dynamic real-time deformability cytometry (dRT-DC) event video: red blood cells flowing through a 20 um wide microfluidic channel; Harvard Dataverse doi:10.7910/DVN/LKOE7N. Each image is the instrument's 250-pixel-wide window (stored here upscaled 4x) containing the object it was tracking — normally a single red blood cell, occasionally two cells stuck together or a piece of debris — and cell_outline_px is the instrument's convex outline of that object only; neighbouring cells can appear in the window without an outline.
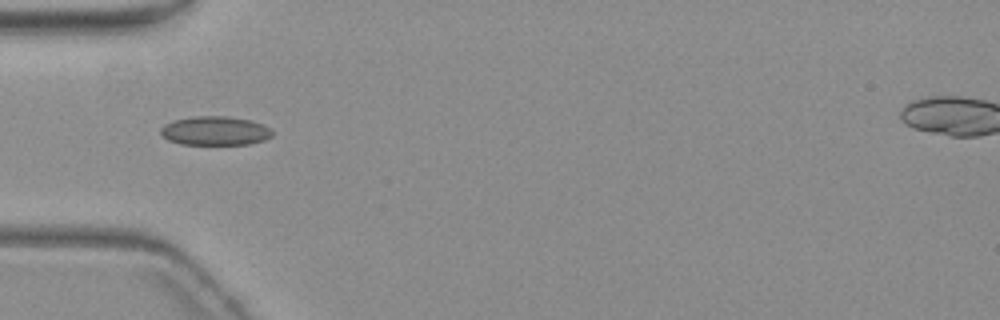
{"species": "common noctule bat (a hibernating species)", "species_latin": "Nyctalus noctula", "temperature_condition": "warm", "stored_images_in_passage": 3, "camera_frame_rate_fps": 3000, "um_per_image_px": 0.085, "animal": {"sex": "female", "body_mass_g": 19.3, "forearm_length_mm": 54.1}, "frame": {"image": 1, "passage_image": 2, "time_ms": 1.0, "image_size_px": [1000, 320], "cell_outline_px": [[272, 136], [264, 140], [248, 144], [180, 144], [168, 140], [160, 132], [160, 128], [164, 124], [172, 120], [192, 116], [228, 116], [252, 120], [268, 128], [272, 132]], "centroid_in_image_um": [18.24, 11.11], "position_along_channel_um": 66.8, "area_um2": 18.84}}
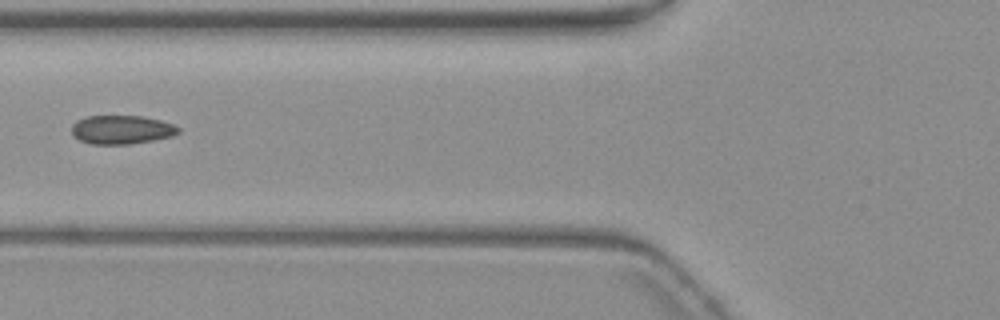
{"frame": {"image": 2, "passage_image": 3, "time_ms": 2.333, "image_size_px": [1000, 320], "cell_outline_px": [[180, 132], [172, 136], [152, 140], [128, 144], [92, 144], [80, 140], [72, 136], [72, 124], [76, 120], [88, 116], [144, 116], [160, 120], [172, 124], [180, 128]], "centroid_in_image_um": [10.32, 11.02], "position_along_channel_um": 115.5, "area_um2": 17.86}}